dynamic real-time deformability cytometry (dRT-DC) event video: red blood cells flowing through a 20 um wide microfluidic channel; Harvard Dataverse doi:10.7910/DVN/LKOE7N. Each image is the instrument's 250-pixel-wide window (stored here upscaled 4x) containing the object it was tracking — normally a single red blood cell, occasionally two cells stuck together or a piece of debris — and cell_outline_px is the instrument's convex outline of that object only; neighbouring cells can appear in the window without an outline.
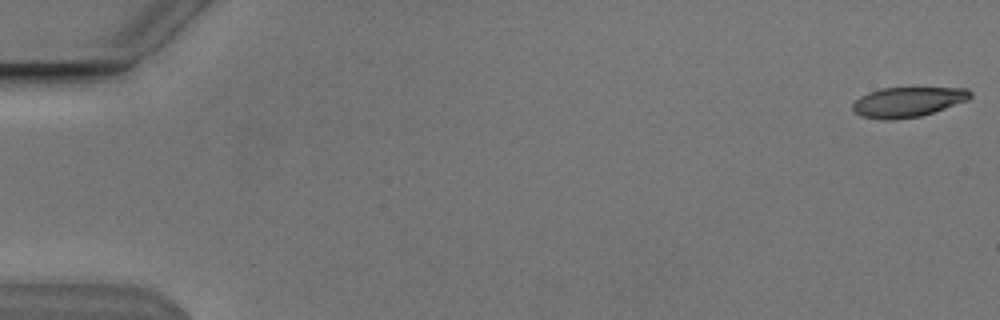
{"species": "Egyptian fruit bat (a non-hibernating species)", "species_latin": "Rousettus aegyptiacus", "temperature_condition": "cold", "stored_images_in_passage": 9, "camera_frame_rate_fps": 3000, "um_per_image_px": 0.085, "animal": {"sex": "male"}, "frame": {"image": 1, "passage_image": 1, "time_ms": 0.0, "image_size_px": [1000, 320], "cell_outline_px": [[972, 96], [968, 100], [920, 116], [892, 120], [884, 120], [860, 116], [852, 108], [852, 104], [860, 96], [868, 92], [880, 88], [968, 88], [972, 92]], "centroid_in_image_um": [77.14, 8.66], "position_along_channel_um": 7.9, "area_um2": 20.46}}